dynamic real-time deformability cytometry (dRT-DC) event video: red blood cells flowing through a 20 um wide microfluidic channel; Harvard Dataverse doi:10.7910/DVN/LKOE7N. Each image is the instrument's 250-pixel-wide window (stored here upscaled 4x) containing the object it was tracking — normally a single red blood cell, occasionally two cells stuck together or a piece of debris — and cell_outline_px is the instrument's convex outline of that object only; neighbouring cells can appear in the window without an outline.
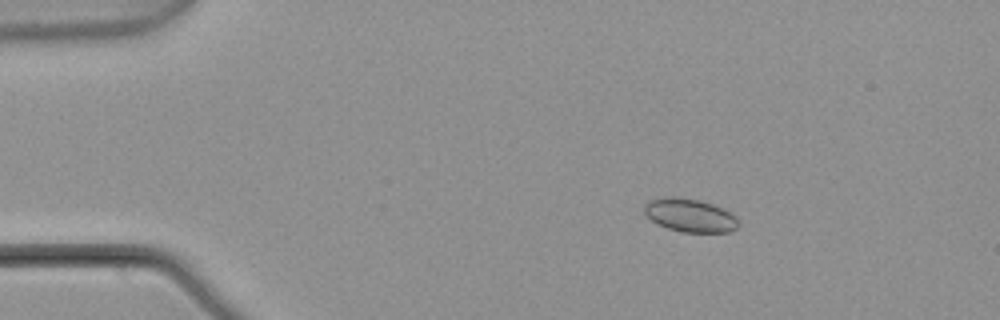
{"species": "common noctule bat (a hibernating species)", "species_latin": "Nyctalus noctula", "temperature_condition": "warm", "stored_images_in_passage": 3, "camera_frame_rate_fps": 3000, "um_per_image_px": 0.085, "animal": {"sex": "male", "body_mass_g": 21.5, "forearm_length_mm": 52.0}, "frame": {"image": 1, "passage_image": 1, "time_ms": 0.0, "image_size_px": [1000, 320], "cell_outline_px": [[740, 224], [732, 232], [680, 232], [656, 224], [644, 212], [644, 204], [648, 200], [672, 196], [676, 196], [700, 200], [712, 204], [736, 216]], "centroid_in_image_um": [58.63, 18.3], "position_along_channel_um": 26.4, "area_um2": 18.32}}